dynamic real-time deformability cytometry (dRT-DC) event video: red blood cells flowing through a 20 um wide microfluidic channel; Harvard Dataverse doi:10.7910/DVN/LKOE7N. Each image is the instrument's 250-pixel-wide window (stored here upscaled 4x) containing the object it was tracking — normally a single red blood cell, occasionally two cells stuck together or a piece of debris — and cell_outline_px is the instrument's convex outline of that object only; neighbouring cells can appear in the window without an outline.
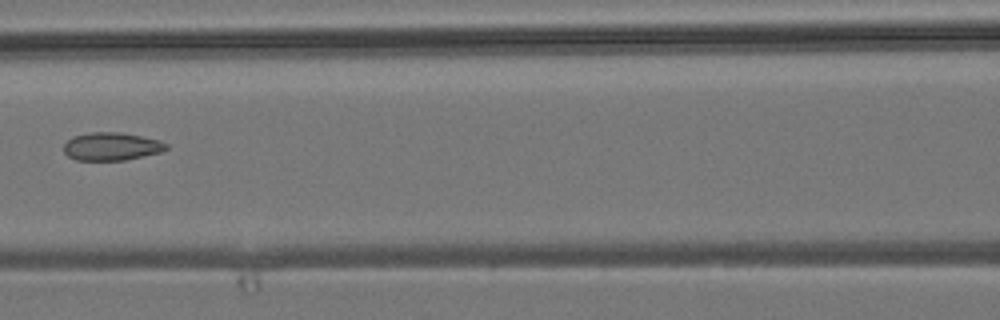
{"species": "common noctule bat (a hibernating species)", "species_latin": "Nyctalus noctula", "temperature_condition": "room temperature", "stored_images_in_passage": 7, "camera_frame_rate_fps": 3000, "um_per_image_px": 0.085, "animal": {"sex": "male", "body_mass_g": 19.2, "forearm_length_mm": 51.8}, "frame": {"image": 1, "passage_image": 7, "time_ms": 7.0, "image_size_px": [1000, 320], "cell_outline_px": [[168, 148], [160, 152], [124, 160], [76, 160], [68, 156], [64, 152], [64, 144], [72, 136], [92, 132], [120, 132], [160, 140], [168, 144]], "centroid_in_image_um": [9.47, 12.44], "position_along_channel_um": 157.1, "area_um2": 16.65}}